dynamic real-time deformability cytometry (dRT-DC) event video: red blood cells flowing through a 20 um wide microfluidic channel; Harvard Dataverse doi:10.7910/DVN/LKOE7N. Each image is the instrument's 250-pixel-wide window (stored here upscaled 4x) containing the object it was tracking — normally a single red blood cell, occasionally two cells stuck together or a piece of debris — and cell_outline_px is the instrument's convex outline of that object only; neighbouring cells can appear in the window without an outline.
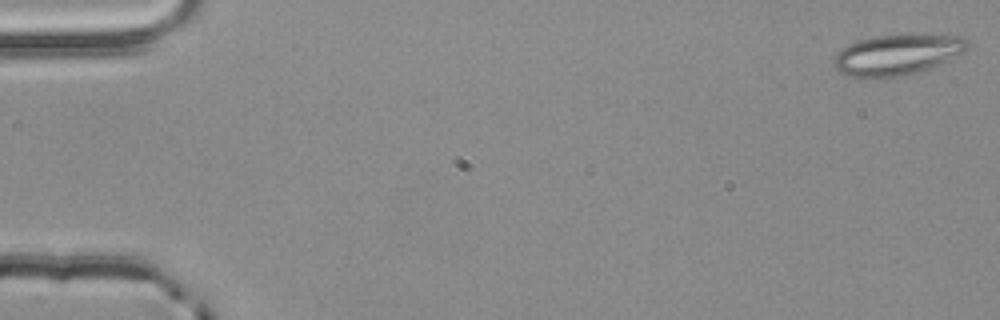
{"species": "common noctule bat (a hibernating species)", "species_latin": "Nyctalus noctula", "temperature_condition": "room temperature", "stored_images_in_passage": 3, "camera_frame_rate_fps": 3000, "um_per_image_px": 0.085, "animal": {"sex": "male", "body_mass_g": 20.4}, "frame": {"image": 1, "passage_image": 1, "time_ms": 0.0, "image_size_px": [1000, 320], "cell_outline_px": [[972, 44], [964, 52], [924, 72], [904, 76], [880, 80], [860, 80], [848, 76], [840, 72], [832, 64], [832, 56], [848, 44], [860, 40], [876, 36], [924, 32], [964, 36]], "centroid_in_image_um": [76.29, 4.66], "position_along_channel_um": 8.7, "area_um2": 33.7}}